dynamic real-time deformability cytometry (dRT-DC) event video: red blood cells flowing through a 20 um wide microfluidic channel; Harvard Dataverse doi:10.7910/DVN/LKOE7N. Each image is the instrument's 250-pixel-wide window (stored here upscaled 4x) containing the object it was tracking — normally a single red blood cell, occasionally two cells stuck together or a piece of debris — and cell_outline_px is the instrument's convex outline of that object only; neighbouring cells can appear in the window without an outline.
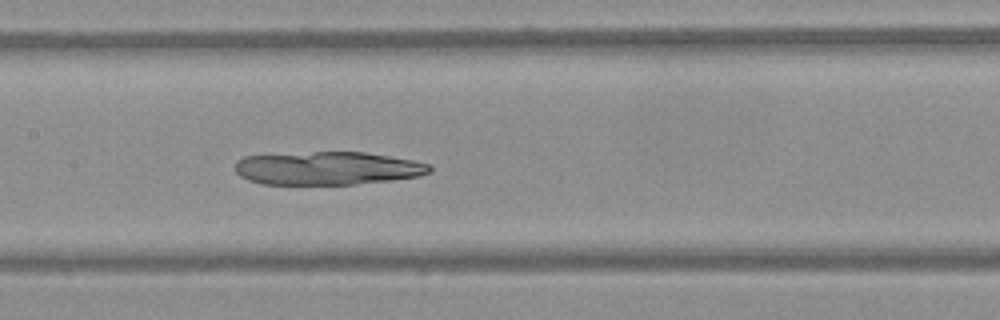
{"species": "Egyptian fruit bat (a non-hibernating species)", "species_latin": "Rousettus aegyptiacus", "temperature_condition": "warm", "stored_images_in_passage": 61, "camera_frame_rate_fps": 3000, "um_per_image_px": 0.085, "frame": {"image": 1, "passage_image": 30, "time_ms": 9.667, "image_size_px": [1000, 320], "cell_outline_px": [[432, 172], [420, 176], [392, 180], [356, 184], [260, 184], [248, 180], [240, 176], [236, 172], [236, 160], [244, 156], [316, 152], [364, 152], [412, 160], [432, 164]], "centroid_in_image_um": [27.87, 14.31], "position_along_channel_um": 179.5, "area_um2": 37.69}}
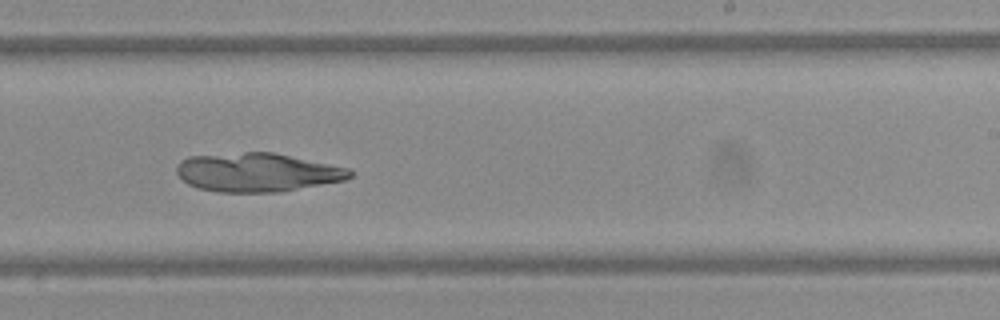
{"frame": {"image": 2, "passage_image": 38, "time_ms": 12.333, "image_size_px": [1000, 320], "cell_outline_px": [[352, 176], [344, 180], [280, 192], [220, 192], [200, 188], [188, 184], [176, 172], [176, 164], [180, 160], [188, 156], [244, 152], [272, 152], [352, 168]], "centroid_in_image_um": [21.87, 14.64], "position_along_channel_um": 267.1, "area_um2": 39.19}}
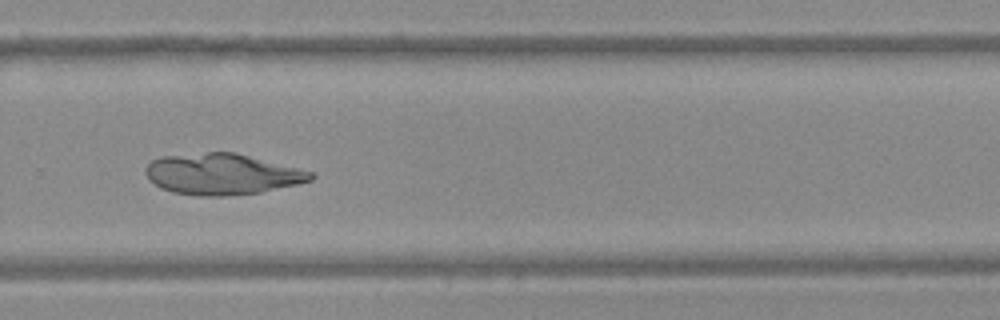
{"frame": {"image": 3, "passage_image": 42, "time_ms": 13.667, "image_size_px": [1000, 320], "cell_outline_px": [[316, 176], [312, 180], [296, 184], [260, 192], [228, 196], [196, 196], [172, 192], [160, 188], [148, 180], [144, 172], [144, 168], [152, 160], [160, 156], [208, 152], [236, 152], [312, 172]], "centroid_in_image_um": [18.81, 14.8], "position_along_channel_um": 311.0, "area_um2": 39.65}}